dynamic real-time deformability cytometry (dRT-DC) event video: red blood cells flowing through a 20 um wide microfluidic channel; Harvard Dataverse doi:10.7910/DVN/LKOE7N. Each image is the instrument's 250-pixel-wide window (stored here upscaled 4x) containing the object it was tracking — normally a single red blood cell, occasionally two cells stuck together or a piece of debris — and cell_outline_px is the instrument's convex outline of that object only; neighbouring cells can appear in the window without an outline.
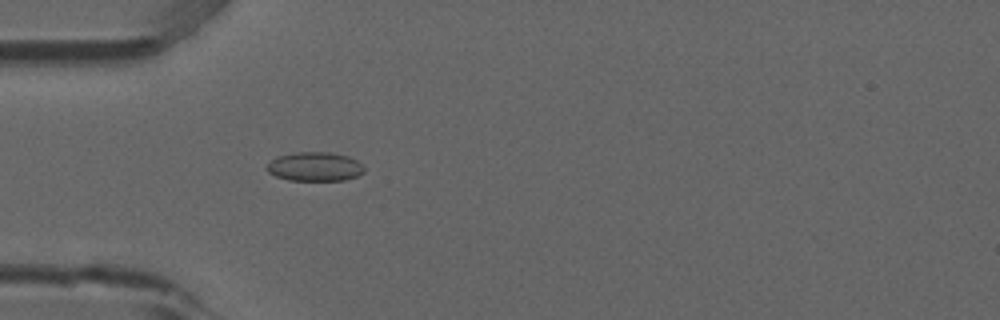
{"species": "common noctule bat (a hibernating species)", "species_latin": "Nyctalus noctula", "temperature_condition": "room temperature", "stored_images_in_passage": 38, "camera_frame_rate_fps": 3000, "um_per_image_px": 0.085, "animal": {"sex": "male", "forearm_length_mm": 52.5}, "frame": {"image": 1, "passage_image": 1, "time_ms": 0.0, "image_size_px": [1000, 320], "cell_outline_px": [[364, 172], [356, 176], [344, 180], [288, 180], [276, 176], [268, 172], [264, 168], [276, 156], [296, 152], [328, 152], [348, 156], [356, 160], [364, 168]], "centroid_in_image_um": [26.72, 14.16], "position_along_channel_um": 58.3, "area_um2": 16.42}}
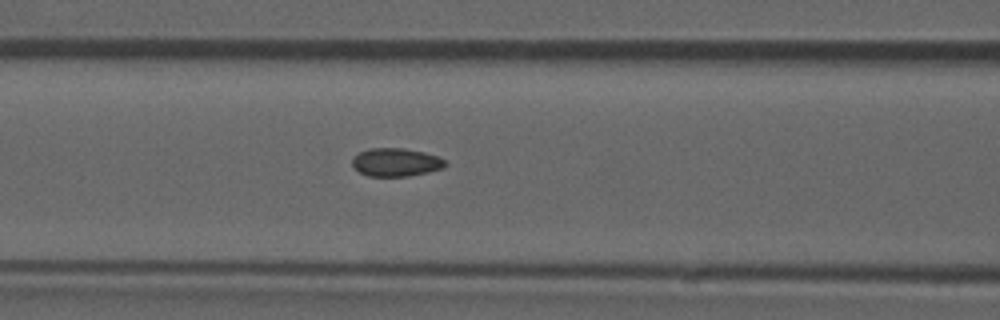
{"frame": {"image": 2, "passage_image": 7, "time_ms": 2.0, "image_size_px": [1000, 320], "cell_outline_px": [[448, 164], [444, 168], [428, 172], [408, 176], [368, 176], [352, 168], [352, 156], [368, 148], [404, 148], [424, 152], [436, 156], [444, 160]], "centroid_in_image_um": [33.62, 13.79], "position_along_channel_um": 133.0, "area_um2": 15.43}}
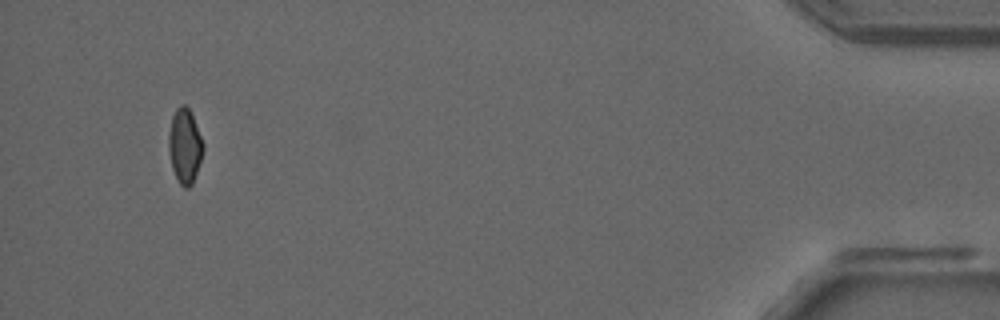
{"frame": {"image": 3, "passage_image": 35, "time_ms": 11.333, "image_size_px": [1000, 320], "cell_outline_px": [[204, 148], [192, 184], [188, 188], [184, 188], [180, 184], [172, 168], [168, 148], [168, 136], [172, 116], [176, 108], [180, 104], [184, 104], [188, 108], [192, 116], [204, 144]], "centroid_in_image_um": [15.69, 12.4], "position_along_channel_um": 419.5, "area_um2": 14.8}, "authors_computed_cell_mechanics": {"area_um2": 15.2303, "velocity_mm_per_s": 3.9078, "shape_relaxation_time_tau1_ms": null, "shape_relaxation_time_tau2_ms": 1.5832, "deformation_change_tau1": null, "deformation_change_tau2": 0.0513}}